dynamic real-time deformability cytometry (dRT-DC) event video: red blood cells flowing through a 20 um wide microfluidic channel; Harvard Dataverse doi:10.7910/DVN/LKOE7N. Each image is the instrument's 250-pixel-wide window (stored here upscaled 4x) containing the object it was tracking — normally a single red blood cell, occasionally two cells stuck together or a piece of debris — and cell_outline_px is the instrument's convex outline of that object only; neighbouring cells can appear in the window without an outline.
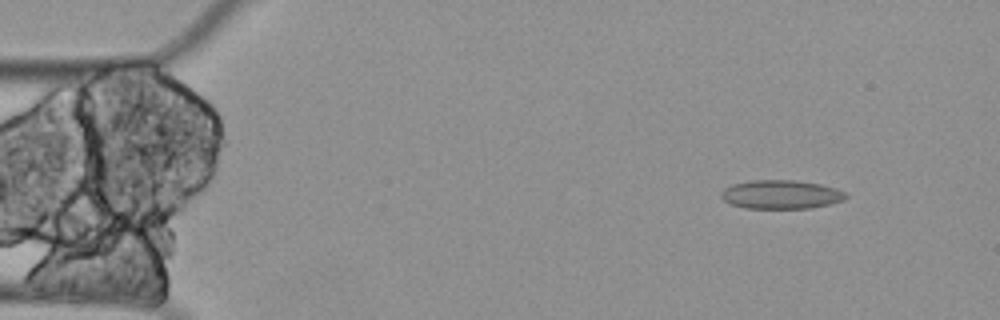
{"species": "Egyptian fruit bat (a non-hibernating species)", "species_latin": "Rousettus aegyptiacus", "temperature_condition": "cold", "stored_images_in_passage": 4, "camera_frame_rate_fps": 3000, "um_per_image_px": 0.085, "animal": {"sex": "female"}, "frame": {"image": 1, "passage_image": 1, "time_ms": 0.0, "image_size_px": [1000, 320], "cell_outline_px": [[848, 196], [844, 200], [812, 208], [744, 208], [732, 204], [724, 200], [720, 196], [720, 192], [724, 188], [732, 184], [752, 180], [792, 180], [820, 184], [836, 188], [844, 192]], "centroid_in_image_um": [66.37, 16.53], "position_along_channel_um": 18.6, "area_um2": 20.87}}
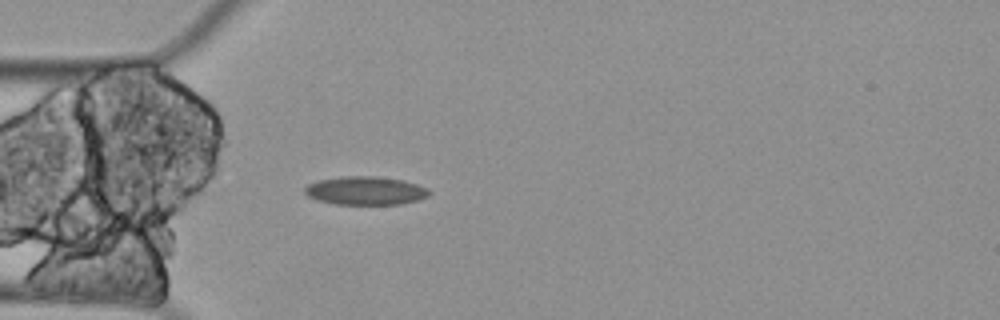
{"frame": {"image": 2, "passage_image": 4, "time_ms": 1.0, "image_size_px": [1000, 320], "cell_outline_px": [[432, 192], [428, 196], [416, 200], [400, 204], [336, 204], [316, 200], [308, 196], [304, 192], [304, 188], [308, 184], [320, 180], [344, 176], [376, 176], [404, 180], [416, 184]], "centroid_in_image_um": [31.04, 16.2], "position_along_channel_um": 54.0, "area_um2": 20.46}}